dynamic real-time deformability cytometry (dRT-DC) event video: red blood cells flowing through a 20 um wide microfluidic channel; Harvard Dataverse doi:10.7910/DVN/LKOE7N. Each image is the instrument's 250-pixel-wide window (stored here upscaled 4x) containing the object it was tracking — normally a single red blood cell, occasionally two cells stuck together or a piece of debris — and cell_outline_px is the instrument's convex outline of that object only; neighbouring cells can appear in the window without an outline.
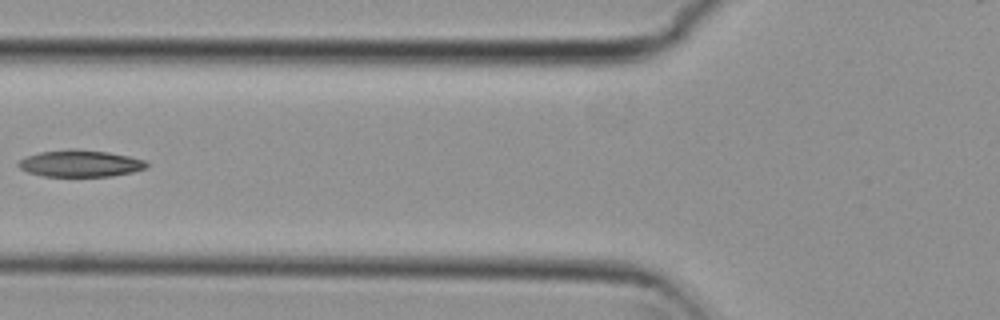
{"species": "common noctule bat (a hibernating species)", "species_latin": "Nyctalus noctula", "temperature_condition": "cold", "stored_images_in_passage": 3, "camera_frame_rate_fps": 3000, "um_per_image_px": 0.085, "animal": {"sex": "female", "body_mass_g": 29.2, "forearm_length_mm": 56.3}, "frame": {"image": 1, "passage_image": 2, "time_ms": 0.333, "image_size_px": [1000, 320], "cell_outline_px": [[148, 168], [132, 172], [112, 176], [44, 176], [28, 172], [20, 168], [16, 164], [20, 160], [28, 156], [40, 152], [72, 148], [76, 148], [108, 152], [128, 156], [144, 160], [148, 164]], "centroid_in_image_um": [6.83, 13.89], "position_along_channel_um": 119.0, "area_um2": 20.0}}
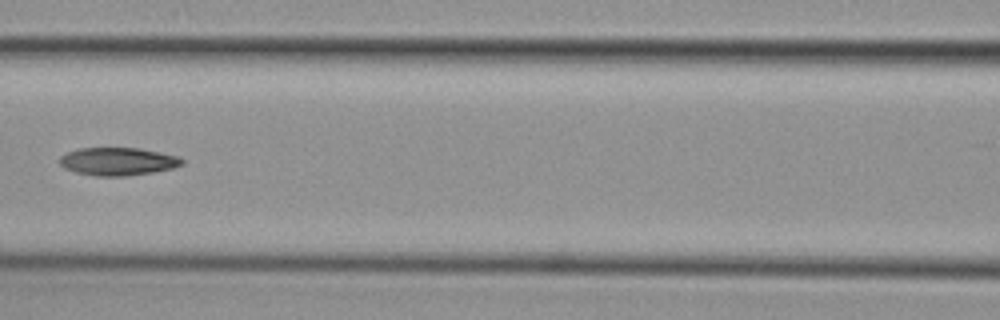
{"frame": {"image": 2, "passage_image": 3, "time_ms": 0.667, "image_size_px": [1000, 320], "cell_outline_px": [[184, 164], [172, 168], [152, 172], [124, 176], [96, 176], [76, 172], [64, 168], [56, 160], [60, 156], [68, 152], [80, 148], [140, 148], [180, 156], [184, 160]], "centroid_in_image_um": [10.01, 13.72], "position_along_channel_um": 156.6, "area_um2": 20.0}}